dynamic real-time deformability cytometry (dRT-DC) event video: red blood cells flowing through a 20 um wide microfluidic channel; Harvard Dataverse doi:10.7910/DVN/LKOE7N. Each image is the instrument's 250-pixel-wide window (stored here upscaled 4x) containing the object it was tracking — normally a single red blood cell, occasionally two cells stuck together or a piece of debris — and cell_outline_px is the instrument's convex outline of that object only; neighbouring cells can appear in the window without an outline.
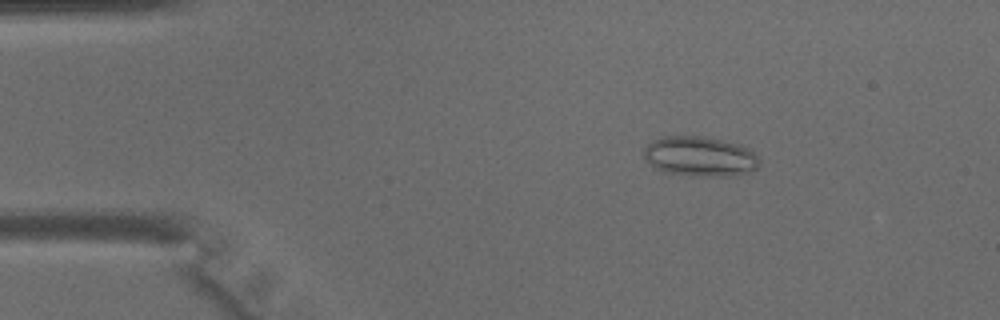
{"species": "common noctule bat (a hibernating species)", "species_latin": "Nyctalus noctula", "temperature_condition": "warm", "stored_images_in_passage": 44, "camera_frame_rate_fps": 3000, "um_per_image_px": 0.085, "animal": {"sex": "male", "body_mass_g": 15.6}, "frame": {"image": 1, "passage_image": 7, "time_ms": 2.0, "image_size_px": [1000, 320], "cell_outline_px": [[760, 160], [756, 168], [752, 172], [736, 176], [688, 176], [660, 172], [644, 160], [644, 148], [652, 140], [664, 136], [704, 136], [744, 144]], "centroid_in_image_um": [59.48, 13.31], "position_along_channel_um": 25.5, "area_um2": 27.57}}
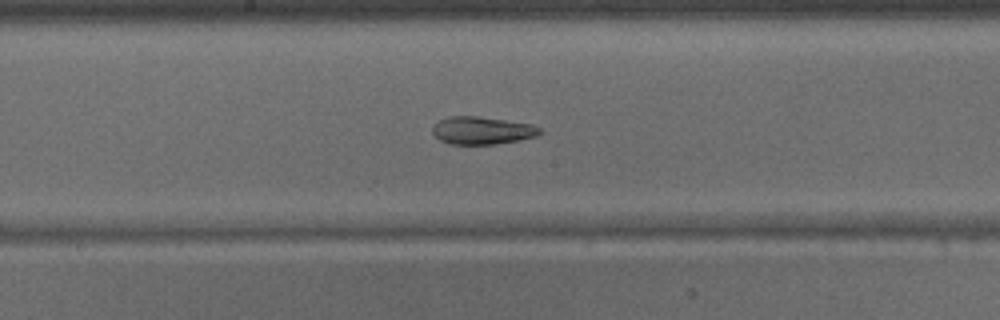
{"frame": {"image": 2, "passage_image": 23, "time_ms": 7.333, "image_size_px": [1000, 320], "cell_outline_px": [[544, 132], [536, 136], [520, 140], [496, 144], [448, 144], [440, 140], [432, 132], [432, 128], [440, 120], [448, 116], [480, 116], [532, 124], [540, 128]], "centroid_in_image_um": [41.0, 11.09], "position_along_channel_um": 207.2, "area_um2": 17.4}}
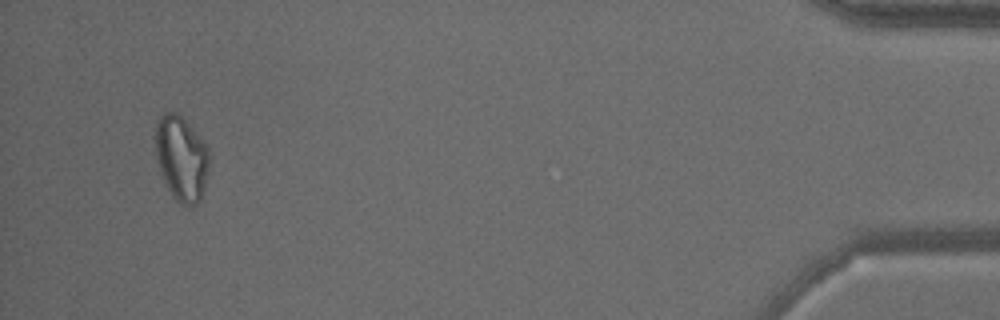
{"frame": {"image": 3, "passage_image": 42, "time_ms": 13.667, "image_size_px": [1000, 320], "cell_outline_px": [[208, 172], [204, 188], [200, 200], [196, 204], [180, 204], [172, 196], [160, 172], [156, 156], [156, 124], [160, 116], [164, 112], [176, 112], [192, 128], [208, 148]], "centroid_in_image_um": [15.41, 13.46], "position_along_channel_um": 419.8, "area_um2": 26.18}}